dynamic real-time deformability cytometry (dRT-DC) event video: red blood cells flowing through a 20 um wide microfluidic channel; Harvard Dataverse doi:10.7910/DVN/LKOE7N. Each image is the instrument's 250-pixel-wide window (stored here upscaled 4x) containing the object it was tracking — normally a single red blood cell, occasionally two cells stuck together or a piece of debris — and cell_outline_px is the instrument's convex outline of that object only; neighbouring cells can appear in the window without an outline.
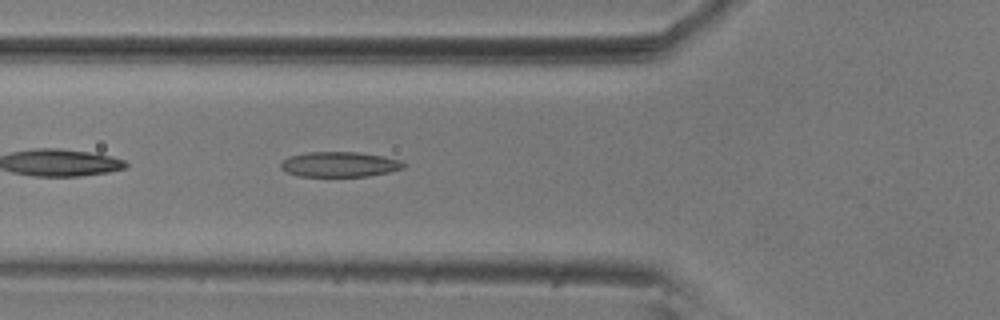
{"species": "common noctule bat (a hibernating species)", "species_latin": "Nyctalus noctula", "temperature_condition": "room temperature", "stored_images_in_passage": 39, "camera_frame_rate_fps": 3000, "um_per_image_px": 0.085, "animal": {"sex": "male", "body_mass_g": 20.5, "forearm_length_mm": 52.5}, "frame": {"image": 1, "passage_image": 5, "time_ms": 1.333, "image_size_px": [1000, 320], "cell_outline_px": [[404, 168], [388, 172], [368, 176], [300, 176], [288, 172], [280, 168], [280, 160], [288, 156], [308, 152], [360, 152], [384, 156], [400, 160], [404, 164]], "centroid_in_image_um": [28.83, 13.96], "position_along_channel_um": 97.0, "area_um2": 18.03}}
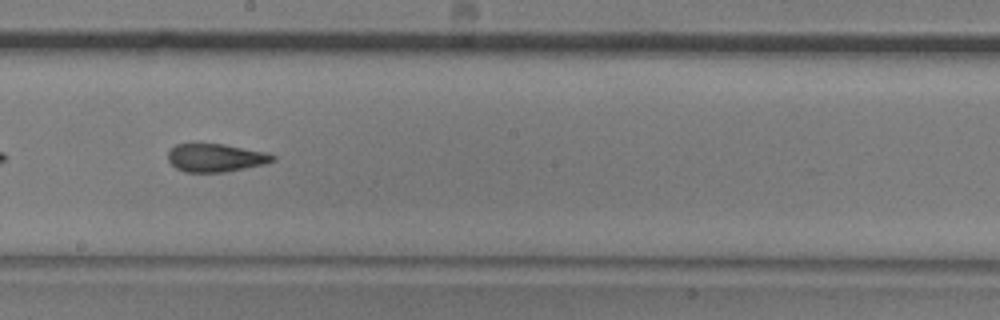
{"frame": {"image": 2, "passage_image": 16, "time_ms": 5.0, "image_size_px": [1000, 320], "cell_outline_px": [[276, 160], [264, 164], [224, 172], [184, 172], [176, 168], [168, 160], [168, 152], [176, 144], [192, 140], [196, 140], [224, 144], [268, 152], [276, 156]], "centroid_in_image_um": [18.29, 13.35], "position_along_channel_um": 229.9, "area_um2": 17.92}}
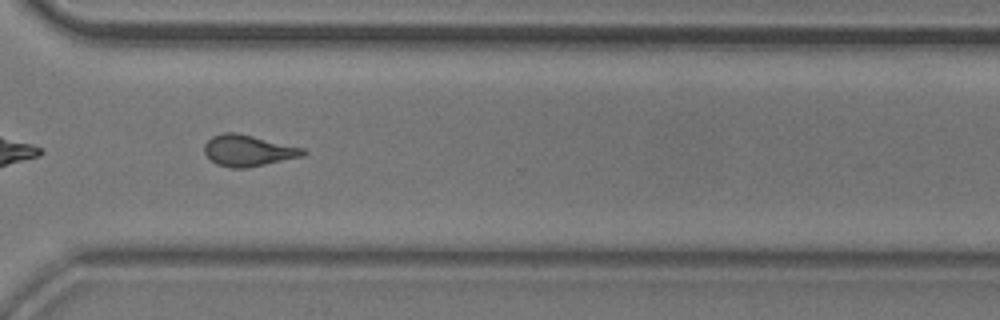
{"frame": {"image": 3, "passage_image": 26, "time_ms": 8.333, "image_size_px": [1000, 320], "cell_outline_px": [[308, 152], [304, 156], [248, 168], [232, 168], [216, 164], [204, 152], [204, 144], [212, 136], [224, 132], [236, 132], [304, 148]], "centroid_in_image_um": [21.11, 12.8], "position_along_channel_um": 349.5, "area_um2": 18.03}, "authors_computed_cell_mechanics": {"area_um2": 17.8024, "velocity_mm_per_s": 3.6076, "shape_relaxation_time_tau1_ms": null, "shape_relaxation_time_tau2_ms": 2.6479, "deformation_change_tau1": null, "deformation_change_tau2": 0.1204}}